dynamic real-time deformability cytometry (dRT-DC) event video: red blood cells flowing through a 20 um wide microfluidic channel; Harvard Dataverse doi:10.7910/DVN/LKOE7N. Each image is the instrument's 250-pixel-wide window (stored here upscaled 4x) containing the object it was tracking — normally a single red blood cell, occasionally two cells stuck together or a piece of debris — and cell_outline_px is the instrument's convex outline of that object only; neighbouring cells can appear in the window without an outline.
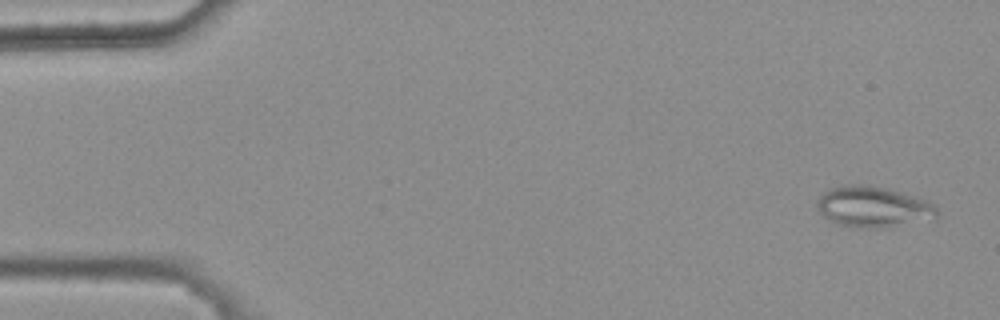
{"species": "common noctule bat (a hibernating species)", "species_latin": "Nyctalus noctula", "temperature_condition": "warm", "stored_images_in_passage": 4, "camera_frame_rate_fps": 3000, "um_per_image_px": 0.085, "animal": {"sex": "female", "body_mass_g": 25.1}, "frame": {"image": 1, "passage_image": 1, "time_ms": 0.0, "image_size_px": [1000, 320], "cell_outline_px": [[940, 212], [936, 216], [888, 228], [860, 228], [840, 224], [824, 216], [820, 212], [816, 204], [820, 196], [824, 192], [832, 188], [848, 184], [864, 184], [884, 188], [900, 192], [928, 200], [936, 204]], "centroid_in_image_um": [74.24, 17.58], "position_along_channel_um": 10.8, "area_um2": 28.26}}